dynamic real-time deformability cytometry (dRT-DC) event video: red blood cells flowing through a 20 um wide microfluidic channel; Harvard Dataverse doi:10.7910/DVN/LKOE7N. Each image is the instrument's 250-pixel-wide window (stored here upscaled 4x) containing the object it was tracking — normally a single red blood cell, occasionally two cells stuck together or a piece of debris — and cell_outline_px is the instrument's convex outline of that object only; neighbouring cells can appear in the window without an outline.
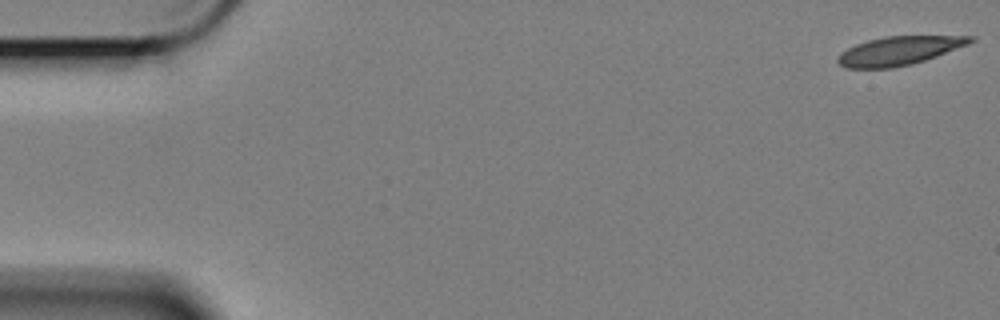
{"species": "Egyptian fruit bat (a non-hibernating species)", "species_latin": "Rousettus aegyptiacus", "temperature_condition": "cold", "stored_images_in_passage": 59, "camera_frame_rate_fps": 3000, "um_per_image_px": 0.085, "animal": {"sex": "female"}, "frame": {"image": 1, "passage_image": 1, "time_ms": 0.0, "image_size_px": [1000, 320], "cell_outline_px": [[976, 40], [968, 44], [936, 56], [912, 64], [892, 68], [844, 68], [836, 60], [836, 56], [840, 52], [856, 44], [868, 40], [884, 36], [976, 36]], "centroid_in_image_um": [76.39, 4.31], "position_along_channel_um": 8.6, "area_um2": 22.14}}
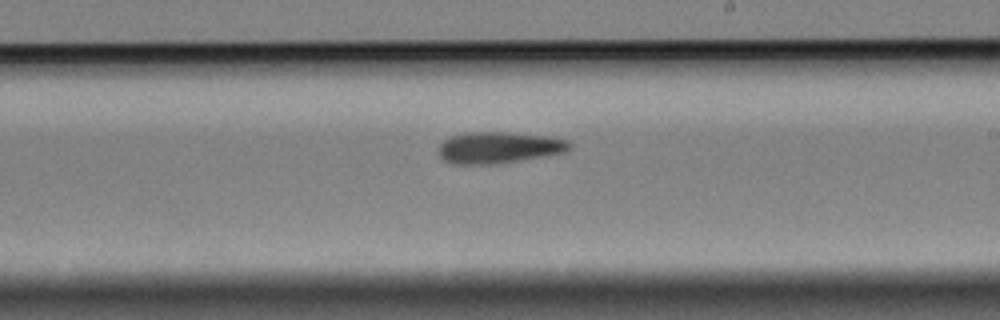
{"frame": {"image": 2, "passage_image": 34, "time_ms": 11.0, "image_size_px": [1000, 320], "cell_outline_px": [[572, 148], [564, 152], [544, 156], [496, 164], [452, 164], [444, 160], [440, 156], [440, 144], [444, 140], [452, 136], [464, 132], [508, 132], [548, 136], [568, 140], [572, 144]], "centroid_in_image_um": [42.42, 12.54], "position_along_channel_um": 246.6, "area_um2": 24.04}}
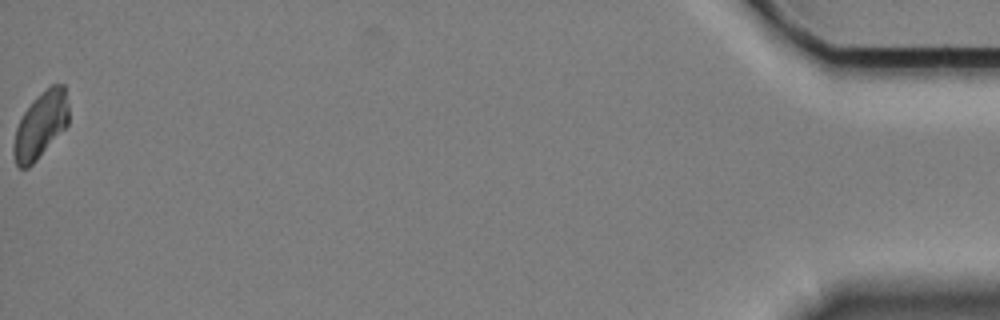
{"frame": {"image": 3, "passage_image": 59, "time_ms": 19.333, "image_size_px": [1000, 320], "cell_outline_px": [[68, 124], [36, 160], [28, 168], [20, 168], [16, 164], [12, 152], [12, 144], [16, 128], [24, 112], [36, 96], [52, 84], [64, 84], [68, 104]], "centroid_in_image_um": [3.43, 10.63], "position_along_channel_um": 431.8, "area_um2": 21.1}, "authors_computed_cell_mechanics": {"area_um2": 23.12, "velocity_mm_per_s": 3.3786, "shape_relaxation_time_tau1_ms": 5.6976, "shape_relaxation_time_tau2_ms": 5.789, "deformation_change_tau1": 0.1546, "deformation_change_tau2": 0.133}}